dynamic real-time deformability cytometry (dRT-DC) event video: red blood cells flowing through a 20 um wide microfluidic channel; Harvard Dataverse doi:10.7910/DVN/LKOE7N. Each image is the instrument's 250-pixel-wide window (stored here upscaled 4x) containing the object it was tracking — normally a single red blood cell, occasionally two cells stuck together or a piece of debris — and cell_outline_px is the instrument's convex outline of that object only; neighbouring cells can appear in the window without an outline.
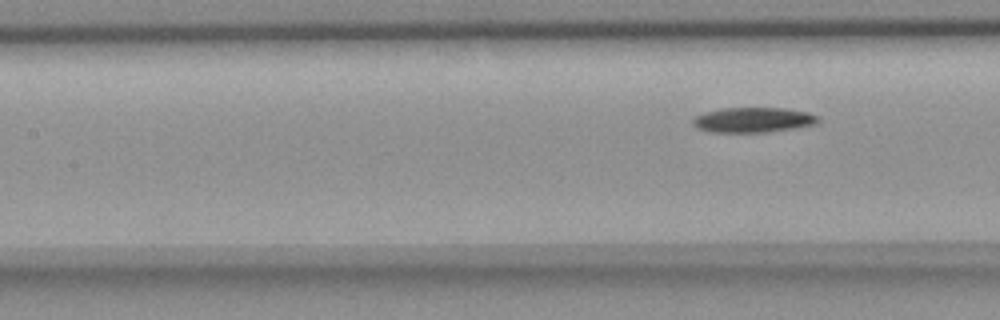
{"species": "common noctule bat (a hibernating species)", "species_latin": "Nyctalus noctula", "temperature_condition": "room temperature", "stored_images_in_passage": 4, "segment_of_instrument_passage": [2, 2], "camera_frame_rate_fps": 3000, "um_per_image_px": 0.085, "animal": {"sex": "female", "body_mass_g": 18.4}, "frame": {"image": 1, "passage_image": 4, "time_ms": 4.0, "image_size_px": [1000, 320], "cell_outline_px": [[820, 120], [816, 124], [796, 128], [764, 132], [708, 132], [696, 128], [692, 124], [692, 120], [696, 116], [704, 112], [720, 108], [784, 108], [808, 112], [820, 116]], "centroid_in_image_um": [64.02, 10.19], "position_along_channel_um": 143.4, "area_um2": 18.5}}